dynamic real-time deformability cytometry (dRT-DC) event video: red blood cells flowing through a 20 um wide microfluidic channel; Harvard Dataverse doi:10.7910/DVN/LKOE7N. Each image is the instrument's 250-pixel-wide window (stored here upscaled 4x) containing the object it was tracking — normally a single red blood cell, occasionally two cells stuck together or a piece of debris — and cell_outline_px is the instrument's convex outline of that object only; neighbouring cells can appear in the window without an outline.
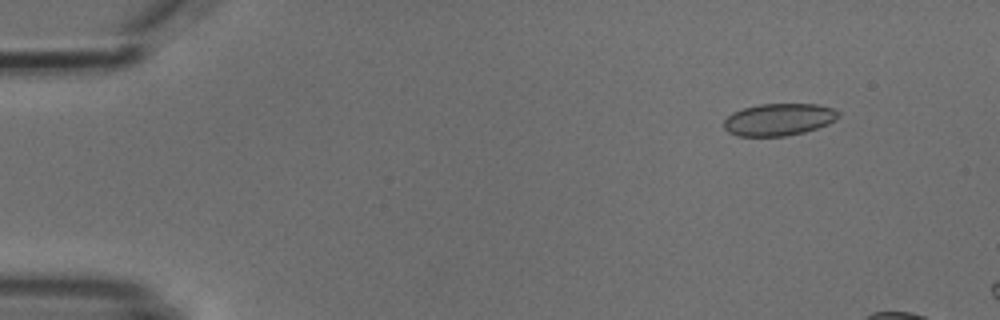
{"species": "common noctule bat (a hibernating species)", "species_latin": "Nyctalus noctula", "temperature_condition": "cold", "stored_images_in_passage": 5, "camera_frame_rate_fps": 3000, "um_per_image_px": 0.085, "animal": {"sex": "male", "body_mass_g": 18.8}, "frame": {"image": 1, "passage_image": 2, "time_ms": 1.333, "image_size_px": [1000, 320], "cell_outline_px": [[840, 116], [836, 120], [828, 124], [804, 132], [784, 136], [736, 136], [728, 132], [724, 128], [724, 120], [732, 112], [744, 108], [760, 104], [820, 104], [832, 108], [840, 112]], "centroid_in_image_um": [66.21, 10.16], "position_along_channel_um": 18.8, "area_um2": 21.56}}